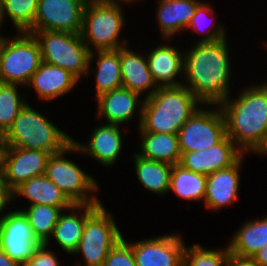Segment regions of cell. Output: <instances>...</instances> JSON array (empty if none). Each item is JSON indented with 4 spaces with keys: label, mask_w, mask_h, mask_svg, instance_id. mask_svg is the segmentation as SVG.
Returning <instances> with one entry per match:
<instances>
[{
    "label": "cell",
    "mask_w": 267,
    "mask_h": 266,
    "mask_svg": "<svg viewBox=\"0 0 267 266\" xmlns=\"http://www.w3.org/2000/svg\"><path fill=\"white\" fill-rule=\"evenodd\" d=\"M241 156L243 153L235 147V143L226 135L216 145L200 151L181 153L179 165L207 176L230 167Z\"/></svg>",
    "instance_id": "obj_15"
},
{
    "label": "cell",
    "mask_w": 267,
    "mask_h": 266,
    "mask_svg": "<svg viewBox=\"0 0 267 266\" xmlns=\"http://www.w3.org/2000/svg\"><path fill=\"white\" fill-rule=\"evenodd\" d=\"M250 89V90H249ZM244 90L236 100L229 96L220 108L226 122V135L238 149L267 153V83Z\"/></svg>",
    "instance_id": "obj_2"
},
{
    "label": "cell",
    "mask_w": 267,
    "mask_h": 266,
    "mask_svg": "<svg viewBox=\"0 0 267 266\" xmlns=\"http://www.w3.org/2000/svg\"><path fill=\"white\" fill-rule=\"evenodd\" d=\"M230 254L228 246L222 250H207L199 244L184 249L183 266H223L226 265L228 255Z\"/></svg>",
    "instance_id": "obj_33"
},
{
    "label": "cell",
    "mask_w": 267,
    "mask_h": 266,
    "mask_svg": "<svg viewBox=\"0 0 267 266\" xmlns=\"http://www.w3.org/2000/svg\"><path fill=\"white\" fill-rule=\"evenodd\" d=\"M0 266H20L12 260L3 250L0 249Z\"/></svg>",
    "instance_id": "obj_40"
},
{
    "label": "cell",
    "mask_w": 267,
    "mask_h": 266,
    "mask_svg": "<svg viewBox=\"0 0 267 266\" xmlns=\"http://www.w3.org/2000/svg\"><path fill=\"white\" fill-rule=\"evenodd\" d=\"M211 7L207 6L206 3H200L195 11V14L191 18V21L187 28H193L194 30L199 31L201 28L202 19H204V15H208L211 12ZM204 21V20H203ZM203 26V24H202ZM200 27V28H199Z\"/></svg>",
    "instance_id": "obj_36"
},
{
    "label": "cell",
    "mask_w": 267,
    "mask_h": 266,
    "mask_svg": "<svg viewBox=\"0 0 267 266\" xmlns=\"http://www.w3.org/2000/svg\"><path fill=\"white\" fill-rule=\"evenodd\" d=\"M77 82L78 79L66 69L42 62L28 86L32 85L40 98L52 100L71 90Z\"/></svg>",
    "instance_id": "obj_17"
},
{
    "label": "cell",
    "mask_w": 267,
    "mask_h": 266,
    "mask_svg": "<svg viewBox=\"0 0 267 266\" xmlns=\"http://www.w3.org/2000/svg\"><path fill=\"white\" fill-rule=\"evenodd\" d=\"M11 195L13 198L15 195H22L30 200V205L46 204L54 207H72L74 205L45 174L22 183Z\"/></svg>",
    "instance_id": "obj_21"
},
{
    "label": "cell",
    "mask_w": 267,
    "mask_h": 266,
    "mask_svg": "<svg viewBox=\"0 0 267 266\" xmlns=\"http://www.w3.org/2000/svg\"><path fill=\"white\" fill-rule=\"evenodd\" d=\"M1 44H2V37L0 36V47H1Z\"/></svg>",
    "instance_id": "obj_44"
},
{
    "label": "cell",
    "mask_w": 267,
    "mask_h": 266,
    "mask_svg": "<svg viewBox=\"0 0 267 266\" xmlns=\"http://www.w3.org/2000/svg\"><path fill=\"white\" fill-rule=\"evenodd\" d=\"M172 46L162 45L148 54L149 71L158 87L180 86L176 75L184 73V55Z\"/></svg>",
    "instance_id": "obj_18"
},
{
    "label": "cell",
    "mask_w": 267,
    "mask_h": 266,
    "mask_svg": "<svg viewBox=\"0 0 267 266\" xmlns=\"http://www.w3.org/2000/svg\"><path fill=\"white\" fill-rule=\"evenodd\" d=\"M14 39L2 38L0 47V83L27 85L42 63L37 39L31 33L20 32Z\"/></svg>",
    "instance_id": "obj_6"
},
{
    "label": "cell",
    "mask_w": 267,
    "mask_h": 266,
    "mask_svg": "<svg viewBox=\"0 0 267 266\" xmlns=\"http://www.w3.org/2000/svg\"><path fill=\"white\" fill-rule=\"evenodd\" d=\"M198 103L183 84L159 87L140 106V132L177 134L198 109Z\"/></svg>",
    "instance_id": "obj_3"
},
{
    "label": "cell",
    "mask_w": 267,
    "mask_h": 266,
    "mask_svg": "<svg viewBox=\"0 0 267 266\" xmlns=\"http://www.w3.org/2000/svg\"><path fill=\"white\" fill-rule=\"evenodd\" d=\"M135 167L139 181L157 194L167 193L170 188V176L173 165L167 162L148 160L135 154Z\"/></svg>",
    "instance_id": "obj_27"
},
{
    "label": "cell",
    "mask_w": 267,
    "mask_h": 266,
    "mask_svg": "<svg viewBox=\"0 0 267 266\" xmlns=\"http://www.w3.org/2000/svg\"><path fill=\"white\" fill-rule=\"evenodd\" d=\"M102 204H81L84 210L81 216L76 213H61L57 224L54 227L53 238L57 243L69 254L74 253L83 235L86 220L101 206Z\"/></svg>",
    "instance_id": "obj_23"
},
{
    "label": "cell",
    "mask_w": 267,
    "mask_h": 266,
    "mask_svg": "<svg viewBox=\"0 0 267 266\" xmlns=\"http://www.w3.org/2000/svg\"><path fill=\"white\" fill-rule=\"evenodd\" d=\"M121 12L120 6L109 5L101 0H88L84 8L81 31L85 44L90 41L98 51L124 47L118 42L124 21Z\"/></svg>",
    "instance_id": "obj_7"
},
{
    "label": "cell",
    "mask_w": 267,
    "mask_h": 266,
    "mask_svg": "<svg viewBox=\"0 0 267 266\" xmlns=\"http://www.w3.org/2000/svg\"><path fill=\"white\" fill-rule=\"evenodd\" d=\"M80 151L72 142L65 150L51 154L47 160L45 175L55 183L73 204H101L86 192L98 189L95 180L83 172L75 163L64 159L63 153Z\"/></svg>",
    "instance_id": "obj_8"
},
{
    "label": "cell",
    "mask_w": 267,
    "mask_h": 266,
    "mask_svg": "<svg viewBox=\"0 0 267 266\" xmlns=\"http://www.w3.org/2000/svg\"><path fill=\"white\" fill-rule=\"evenodd\" d=\"M39 0H2V16L6 12L17 30L28 31L34 24Z\"/></svg>",
    "instance_id": "obj_32"
},
{
    "label": "cell",
    "mask_w": 267,
    "mask_h": 266,
    "mask_svg": "<svg viewBox=\"0 0 267 266\" xmlns=\"http://www.w3.org/2000/svg\"><path fill=\"white\" fill-rule=\"evenodd\" d=\"M137 266H183L184 243L178 235L129 244Z\"/></svg>",
    "instance_id": "obj_14"
},
{
    "label": "cell",
    "mask_w": 267,
    "mask_h": 266,
    "mask_svg": "<svg viewBox=\"0 0 267 266\" xmlns=\"http://www.w3.org/2000/svg\"><path fill=\"white\" fill-rule=\"evenodd\" d=\"M119 125H102L94 130L87 146L73 142L82 152H88L105 166L112 165L122 149V134Z\"/></svg>",
    "instance_id": "obj_20"
},
{
    "label": "cell",
    "mask_w": 267,
    "mask_h": 266,
    "mask_svg": "<svg viewBox=\"0 0 267 266\" xmlns=\"http://www.w3.org/2000/svg\"><path fill=\"white\" fill-rule=\"evenodd\" d=\"M101 1L109 5L119 6V4L114 0H101ZM122 1L124 2V1H132V0H122Z\"/></svg>",
    "instance_id": "obj_41"
},
{
    "label": "cell",
    "mask_w": 267,
    "mask_h": 266,
    "mask_svg": "<svg viewBox=\"0 0 267 266\" xmlns=\"http://www.w3.org/2000/svg\"><path fill=\"white\" fill-rule=\"evenodd\" d=\"M1 138L3 146L41 150L51 154L65 150L73 142L70 136L27 103Z\"/></svg>",
    "instance_id": "obj_4"
},
{
    "label": "cell",
    "mask_w": 267,
    "mask_h": 266,
    "mask_svg": "<svg viewBox=\"0 0 267 266\" xmlns=\"http://www.w3.org/2000/svg\"><path fill=\"white\" fill-rule=\"evenodd\" d=\"M120 63L122 86L124 88L140 95L142 91L155 86L149 91L146 98L153 95L159 88L149 71L147 58L135 54L124 46L120 48Z\"/></svg>",
    "instance_id": "obj_19"
},
{
    "label": "cell",
    "mask_w": 267,
    "mask_h": 266,
    "mask_svg": "<svg viewBox=\"0 0 267 266\" xmlns=\"http://www.w3.org/2000/svg\"><path fill=\"white\" fill-rule=\"evenodd\" d=\"M139 94L121 87L97 97L98 114L104 115L108 124H123L130 120L137 106Z\"/></svg>",
    "instance_id": "obj_22"
},
{
    "label": "cell",
    "mask_w": 267,
    "mask_h": 266,
    "mask_svg": "<svg viewBox=\"0 0 267 266\" xmlns=\"http://www.w3.org/2000/svg\"><path fill=\"white\" fill-rule=\"evenodd\" d=\"M199 4L197 0L159 1L157 18L165 39L175 35L181 28L188 27Z\"/></svg>",
    "instance_id": "obj_24"
},
{
    "label": "cell",
    "mask_w": 267,
    "mask_h": 266,
    "mask_svg": "<svg viewBox=\"0 0 267 266\" xmlns=\"http://www.w3.org/2000/svg\"><path fill=\"white\" fill-rule=\"evenodd\" d=\"M17 84L0 83V136L12 126L26 102L19 97Z\"/></svg>",
    "instance_id": "obj_31"
},
{
    "label": "cell",
    "mask_w": 267,
    "mask_h": 266,
    "mask_svg": "<svg viewBox=\"0 0 267 266\" xmlns=\"http://www.w3.org/2000/svg\"><path fill=\"white\" fill-rule=\"evenodd\" d=\"M242 156L230 167L207 175L205 204L212 210L222 209L235 201L239 189V172Z\"/></svg>",
    "instance_id": "obj_16"
},
{
    "label": "cell",
    "mask_w": 267,
    "mask_h": 266,
    "mask_svg": "<svg viewBox=\"0 0 267 266\" xmlns=\"http://www.w3.org/2000/svg\"><path fill=\"white\" fill-rule=\"evenodd\" d=\"M251 259L258 266H267V244L262 247L258 252H256Z\"/></svg>",
    "instance_id": "obj_39"
},
{
    "label": "cell",
    "mask_w": 267,
    "mask_h": 266,
    "mask_svg": "<svg viewBox=\"0 0 267 266\" xmlns=\"http://www.w3.org/2000/svg\"><path fill=\"white\" fill-rule=\"evenodd\" d=\"M40 245L22 210L0 218V249L20 266L31 259Z\"/></svg>",
    "instance_id": "obj_13"
},
{
    "label": "cell",
    "mask_w": 267,
    "mask_h": 266,
    "mask_svg": "<svg viewBox=\"0 0 267 266\" xmlns=\"http://www.w3.org/2000/svg\"><path fill=\"white\" fill-rule=\"evenodd\" d=\"M40 46L42 62L60 66L77 79L89 72L94 52L85 44L81 33L60 31H27Z\"/></svg>",
    "instance_id": "obj_5"
},
{
    "label": "cell",
    "mask_w": 267,
    "mask_h": 266,
    "mask_svg": "<svg viewBox=\"0 0 267 266\" xmlns=\"http://www.w3.org/2000/svg\"><path fill=\"white\" fill-rule=\"evenodd\" d=\"M50 155L47 151L3 146L0 174L7 189L12 193L27 180L44 175Z\"/></svg>",
    "instance_id": "obj_12"
},
{
    "label": "cell",
    "mask_w": 267,
    "mask_h": 266,
    "mask_svg": "<svg viewBox=\"0 0 267 266\" xmlns=\"http://www.w3.org/2000/svg\"><path fill=\"white\" fill-rule=\"evenodd\" d=\"M96 74L97 97L122 86L120 48L98 51Z\"/></svg>",
    "instance_id": "obj_29"
},
{
    "label": "cell",
    "mask_w": 267,
    "mask_h": 266,
    "mask_svg": "<svg viewBox=\"0 0 267 266\" xmlns=\"http://www.w3.org/2000/svg\"><path fill=\"white\" fill-rule=\"evenodd\" d=\"M142 153L141 157L167 162L172 165L179 164L181 158V151L178 142L177 134L173 133H157V132H141Z\"/></svg>",
    "instance_id": "obj_25"
},
{
    "label": "cell",
    "mask_w": 267,
    "mask_h": 266,
    "mask_svg": "<svg viewBox=\"0 0 267 266\" xmlns=\"http://www.w3.org/2000/svg\"><path fill=\"white\" fill-rule=\"evenodd\" d=\"M3 20L4 19H3V16H2V0H0V25H1Z\"/></svg>",
    "instance_id": "obj_43"
},
{
    "label": "cell",
    "mask_w": 267,
    "mask_h": 266,
    "mask_svg": "<svg viewBox=\"0 0 267 266\" xmlns=\"http://www.w3.org/2000/svg\"><path fill=\"white\" fill-rule=\"evenodd\" d=\"M88 0H39L33 26L28 31L81 33Z\"/></svg>",
    "instance_id": "obj_11"
},
{
    "label": "cell",
    "mask_w": 267,
    "mask_h": 266,
    "mask_svg": "<svg viewBox=\"0 0 267 266\" xmlns=\"http://www.w3.org/2000/svg\"><path fill=\"white\" fill-rule=\"evenodd\" d=\"M181 153L200 151L218 144L226 136V122L221 108H199L177 133Z\"/></svg>",
    "instance_id": "obj_10"
},
{
    "label": "cell",
    "mask_w": 267,
    "mask_h": 266,
    "mask_svg": "<svg viewBox=\"0 0 267 266\" xmlns=\"http://www.w3.org/2000/svg\"><path fill=\"white\" fill-rule=\"evenodd\" d=\"M216 30V31H215ZM211 31V32H210ZM223 27L209 30L184 54L185 85L200 103L220 105L229 95V55Z\"/></svg>",
    "instance_id": "obj_1"
},
{
    "label": "cell",
    "mask_w": 267,
    "mask_h": 266,
    "mask_svg": "<svg viewBox=\"0 0 267 266\" xmlns=\"http://www.w3.org/2000/svg\"><path fill=\"white\" fill-rule=\"evenodd\" d=\"M48 244H41L31 259L22 266H59V261L52 252H48Z\"/></svg>",
    "instance_id": "obj_35"
},
{
    "label": "cell",
    "mask_w": 267,
    "mask_h": 266,
    "mask_svg": "<svg viewBox=\"0 0 267 266\" xmlns=\"http://www.w3.org/2000/svg\"><path fill=\"white\" fill-rule=\"evenodd\" d=\"M207 176L173 165L170 176V188L176 195L185 200L204 199L206 194Z\"/></svg>",
    "instance_id": "obj_30"
},
{
    "label": "cell",
    "mask_w": 267,
    "mask_h": 266,
    "mask_svg": "<svg viewBox=\"0 0 267 266\" xmlns=\"http://www.w3.org/2000/svg\"><path fill=\"white\" fill-rule=\"evenodd\" d=\"M267 244V217L244 224L228 245L229 252L237 257L251 258Z\"/></svg>",
    "instance_id": "obj_26"
},
{
    "label": "cell",
    "mask_w": 267,
    "mask_h": 266,
    "mask_svg": "<svg viewBox=\"0 0 267 266\" xmlns=\"http://www.w3.org/2000/svg\"><path fill=\"white\" fill-rule=\"evenodd\" d=\"M81 209V204H74L72 207H54L46 204L30 205L27 211L22 210L26 215L36 239L41 244H48L49 236L53 234L54 227L58 222L63 209Z\"/></svg>",
    "instance_id": "obj_28"
},
{
    "label": "cell",
    "mask_w": 267,
    "mask_h": 266,
    "mask_svg": "<svg viewBox=\"0 0 267 266\" xmlns=\"http://www.w3.org/2000/svg\"><path fill=\"white\" fill-rule=\"evenodd\" d=\"M103 266H137L131 246L124 241L123 237L111 249Z\"/></svg>",
    "instance_id": "obj_34"
},
{
    "label": "cell",
    "mask_w": 267,
    "mask_h": 266,
    "mask_svg": "<svg viewBox=\"0 0 267 266\" xmlns=\"http://www.w3.org/2000/svg\"><path fill=\"white\" fill-rule=\"evenodd\" d=\"M2 149H3V142H2V138L0 136V173H1V155H2Z\"/></svg>",
    "instance_id": "obj_42"
},
{
    "label": "cell",
    "mask_w": 267,
    "mask_h": 266,
    "mask_svg": "<svg viewBox=\"0 0 267 266\" xmlns=\"http://www.w3.org/2000/svg\"><path fill=\"white\" fill-rule=\"evenodd\" d=\"M122 238L110 213L101 205L87 220L74 253L82 252L86 266H103L111 249Z\"/></svg>",
    "instance_id": "obj_9"
},
{
    "label": "cell",
    "mask_w": 267,
    "mask_h": 266,
    "mask_svg": "<svg viewBox=\"0 0 267 266\" xmlns=\"http://www.w3.org/2000/svg\"><path fill=\"white\" fill-rule=\"evenodd\" d=\"M226 266H258L251 258L237 257L233 254L228 255Z\"/></svg>",
    "instance_id": "obj_37"
},
{
    "label": "cell",
    "mask_w": 267,
    "mask_h": 266,
    "mask_svg": "<svg viewBox=\"0 0 267 266\" xmlns=\"http://www.w3.org/2000/svg\"><path fill=\"white\" fill-rule=\"evenodd\" d=\"M11 199H13L11 192L5 186L0 174V212L6 207L9 203L8 201H11Z\"/></svg>",
    "instance_id": "obj_38"
}]
</instances>
